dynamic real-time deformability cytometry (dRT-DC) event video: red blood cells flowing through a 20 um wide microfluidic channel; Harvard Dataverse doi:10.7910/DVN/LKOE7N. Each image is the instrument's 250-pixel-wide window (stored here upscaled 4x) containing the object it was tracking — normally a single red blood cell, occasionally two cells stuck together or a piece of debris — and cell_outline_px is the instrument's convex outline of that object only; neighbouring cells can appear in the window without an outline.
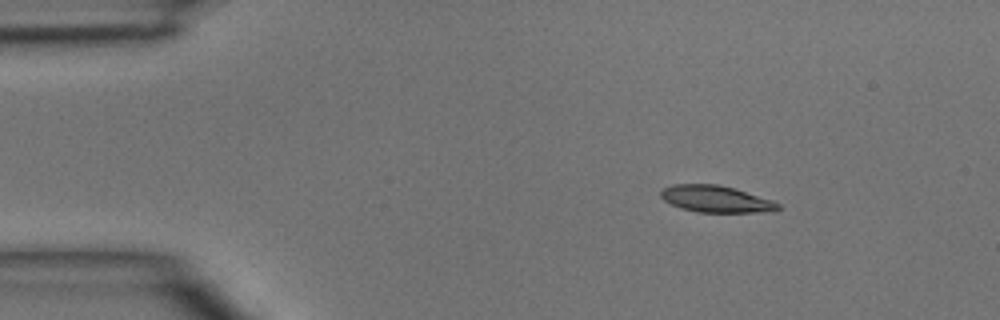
{"species": "common noctule bat (a hibernating species)", "species_latin": "Nyctalus noctula", "temperature_condition": "room temperature", "stored_images_in_passage": 41, "camera_frame_rate_fps": 3000, "um_per_image_px": 0.085, "animal": {"sex": "male", "body_mass_g": 15.6}, "frame": {"image": 1, "passage_image": 1, "time_ms": 0.0, "image_size_px": [1000, 320], "cell_outline_px": [[780, 208], [776, 212], [700, 212], [680, 208], [664, 200], [660, 196], [660, 192], [664, 188], [672, 184], [716, 184], [732, 188], [772, 200], [780, 204]], "centroid_in_image_um": [60.86, 16.92], "position_along_channel_um": 24.1, "area_um2": 18.15}}
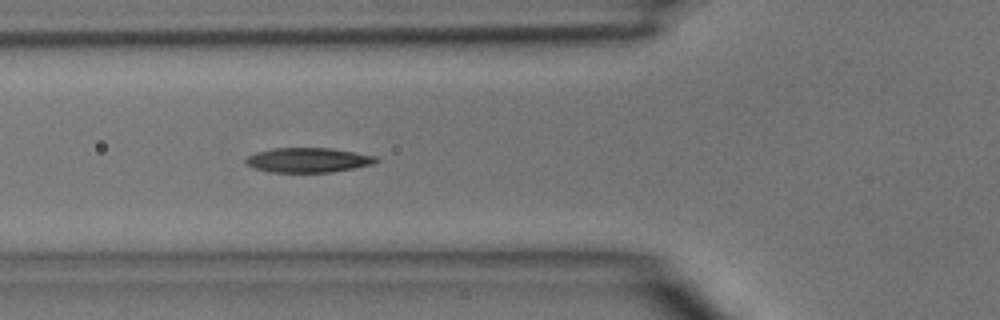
{"frame": {"image": 2, "passage_image": 11, "time_ms": 3.333, "image_size_px": [1000, 320], "cell_outline_px": [[380, 160], [372, 164], [332, 172], [272, 172], [252, 168], [244, 164], [244, 160], [248, 156], [256, 152], [272, 148], [332, 148], [376, 156]], "centroid_in_image_um": [26.14, 13.6], "position_along_channel_um": 99.7, "area_um2": 18.79}}
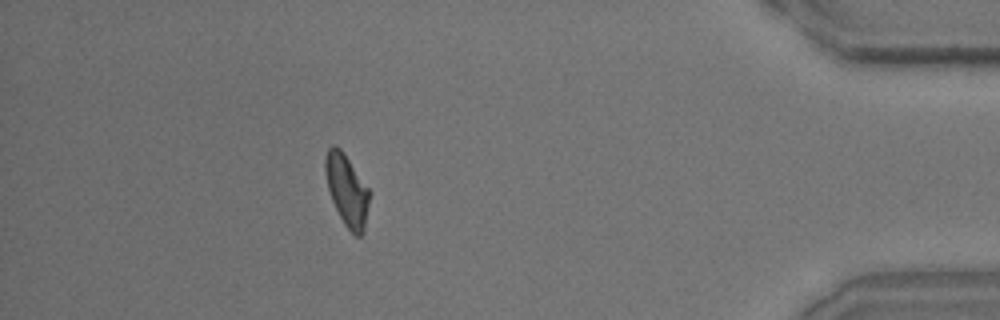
{"frame": {"image": 3, "passage_image": 36, "time_ms": 11.667, "image_size_px": [1000, 320], "cell_outline_px": [[368, 204], [364, 232], [360, 236], [356, 236], [344, 224], [332, 200], [328, 188], [324, 172], [324, 160], [328, 148], [332, 144], [340, 148], [368, 188]], "centroid_in_image_um": [29.45, 16.15], "position_along_channel_um": 405.8, "area_um2": 17.92}}